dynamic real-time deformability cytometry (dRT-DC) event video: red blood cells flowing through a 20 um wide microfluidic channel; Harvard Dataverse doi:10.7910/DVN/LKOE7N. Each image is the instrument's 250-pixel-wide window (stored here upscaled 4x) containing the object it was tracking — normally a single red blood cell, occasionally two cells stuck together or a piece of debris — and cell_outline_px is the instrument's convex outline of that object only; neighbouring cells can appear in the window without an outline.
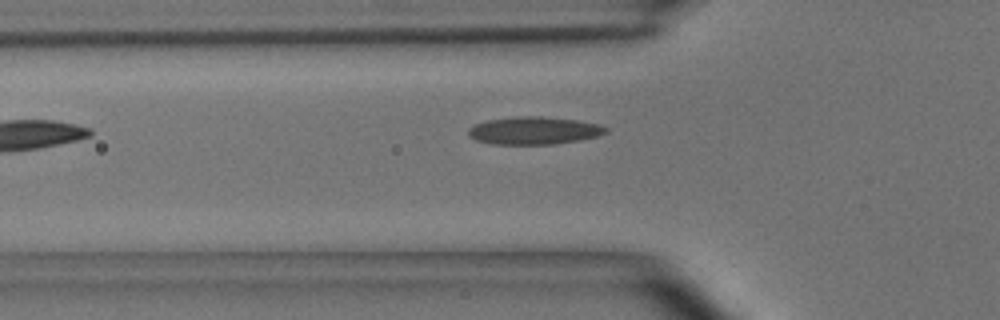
{"species": "common noctule bat (a hibernating species)", "species_latin": "Nyctalus noctula", "temperature_condition": "room temperature", "stored_images_in_passage": 5, "camera_frame_rate_fps": 3000, "um_per_image_px": 0.085, "animal": {"sex": "male", "body_mass_g": 15.6}, "frame": {"image": 1, "passage_image": 5, "time_ms": 1.333, "image_size_px": [1000, 320], "cell_outline_px": [[608, 132], [596, 136], [580, 140], [552, 144], [492, 144], [476, 140], [468, 136], [468, 128], [476, 124], [488, 120], [516, 116], [540, 116], [576, 120], [600, 124], [608, 128]], "centroid_in_image_um": [45.39, 11.1], "position_along_channel_um": 80.4, "area_um2": 22.14}}